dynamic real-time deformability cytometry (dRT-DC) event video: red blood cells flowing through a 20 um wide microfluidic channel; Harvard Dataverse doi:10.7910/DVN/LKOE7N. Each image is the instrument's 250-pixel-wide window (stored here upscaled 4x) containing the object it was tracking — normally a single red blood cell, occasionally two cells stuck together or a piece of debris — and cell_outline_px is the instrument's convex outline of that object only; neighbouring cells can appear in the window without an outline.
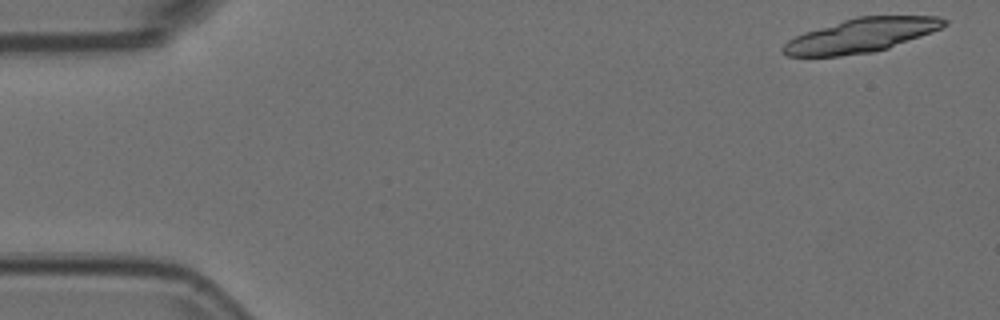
{"species": "Egyptian fruit bat (a non-hibernating species)", "species_latin": "Rousettus aegyptiacus", "temperature_condition": "room temperature", "stored_images_in_passage": 14, "camera_frame_rate_fps": 3000, "um_per_image_px": 0.085, "animal": {"sex": "female"}, "frame": {"image": 1, "passage_image": 1, "time_ms": 0.0, "image_size_px": [1000, 320], "cell_outline_px": [[948, 24], [932, 32], [888, 48], [872, 52], [840, 56], [788, 56], [780, 52], [780, 48], [788, 40], [804, 32], [856, 16], [940, 16], [948, 20]], "centroid_in_image_um": [73.19, 3.0], "position_along_channel_um": 11.8, "area_um2": 31.91}}
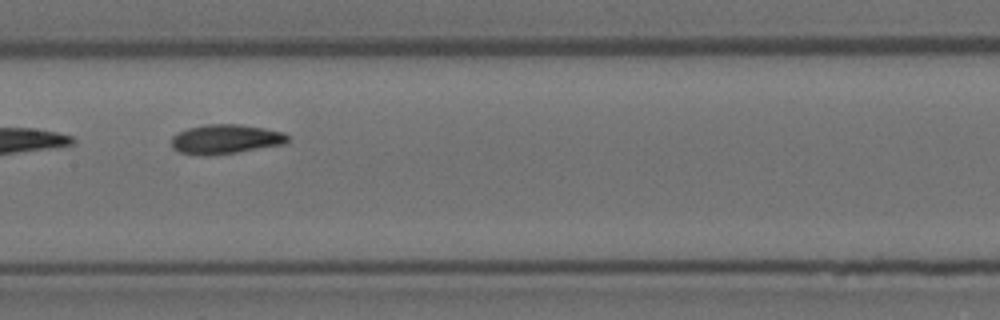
{"frame": {"image": 2, "passage_image": 7, "time_ms": 2.0, "image_size_px": [1000, 320], "cell_outline_px": [[288, 140], [284, 144], [212, 156], [204, 156], [180, 152], [172, 148], [172, 136], [176, 132], [188, 128], [208, 124], [240, 124], [264, 128], [284, 132], [288, 136]], "centroid_in_image_um": [19.14, 11.83], "position_along_channel_um": 188.3, "area_um2": 20.0}}
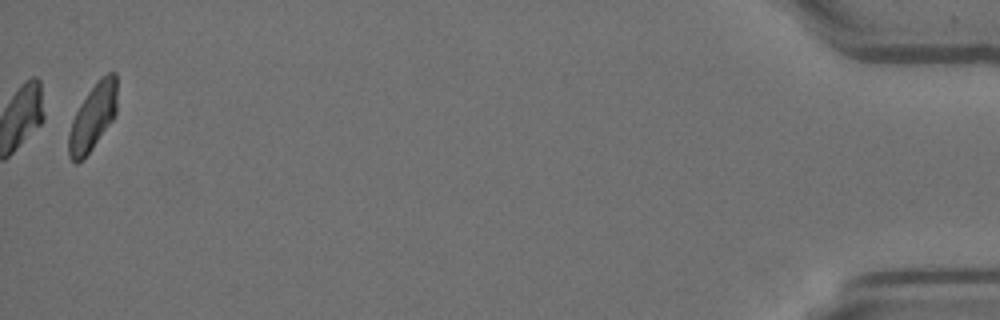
{"frame": {"image": 3, "passage_image": 14, "time_ms": 4.333, "image_size_px": [1000, 320], "cell_outline_px": [[116, 112], [112, 120], [92, 148], [76, 164], [68, 156], [68, 132], [72, 120], [80, 104], [88, 92], [108, 72], [116, 72]], "centroid_in_image_um": [7.87, 9.97], "position_along_channel_um": 427.3, "area_um2": 18.21}}